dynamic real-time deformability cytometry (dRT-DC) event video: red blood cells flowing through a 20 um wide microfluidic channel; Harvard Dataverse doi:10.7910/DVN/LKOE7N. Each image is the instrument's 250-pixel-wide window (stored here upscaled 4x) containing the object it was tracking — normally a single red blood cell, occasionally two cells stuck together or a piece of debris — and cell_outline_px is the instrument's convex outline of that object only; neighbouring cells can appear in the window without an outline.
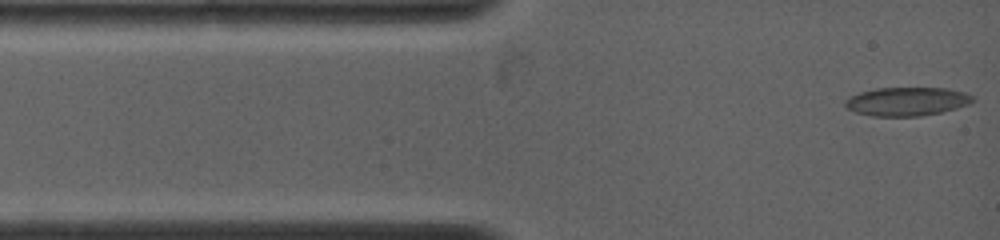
{"species": "common noctule bat (a hibernating species)", "species_latin": "Nyctalus noctula", "temperature_condition": "warm", "stored_images_in_passage": 61, "camera_frame_rate_fps": 4500, "um_per_image_px": 0.085, "animal": {"sex": "female", "body_mass_g": 19.0, "forearm_length_mm": 53.3}, "frame": {"image": 1, "passage_image": 1, "time_ms": 0.0, "image_size_px": [1000, 240], "cell_outline_px": [[976, 100], [968, 104], [956, 108], [940, 112], [920, 116], [872, 116], [856, 112], [848, 108], [844, 104], [844, 100], [860, 92], [876, 88], [944, 88], [964, 92], [972, 96]], "centroid_in_image_um": [77.08, 8.62], "position_along_channel_um": 7.9, "area_um2": 21.1}}
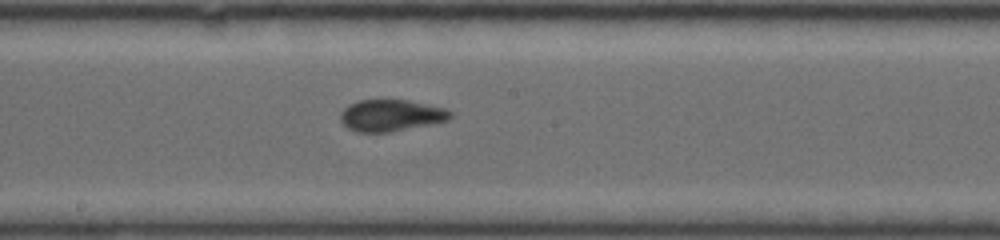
{"frame": {"image": 2, "passage_image": 25, "time_ms": 6.444, "image_size_px": [1000, 240], "cell_outline_px": [[452, 116], [448, 120], [388, 132], [360, 132], [348, 128], [340, 120], [340, 116], [344, 108], [348, 104], [356, 100], [408, 100], [444, 108], [452, 112]], "centroid_in_image_um": [33.2, 9.8], "position_along_channel_um": 215.0, "area_um2": 20.0}}
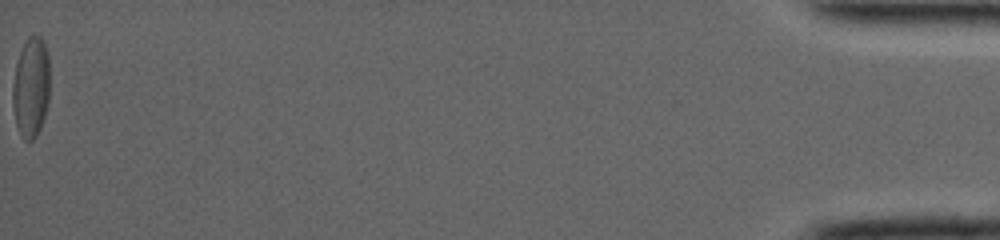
{"frame": {"image": 3, "passage_image": 61, "time_ms": 16.444, "image_size_px": [1000, 240], "cell_outline_px": [[48, 100], [44, 116], [40, 128], [36, 136], [32, 140], [24, 140], [20, 136], [16, 124], [12, 104], [12, 84], [16, 64], [20, 52], [28, 36], [40, 36], [44, 40], [48, 52]], "centroid_in_image_um": [2.61, 7.42], "position_along_channel_um": 432.6, "area_um2": 21.68}, "authors_computed_cell_mechanics": {"area_um2": 20.2878, "velocity_mm_per_s": 3.8984, "shape_relaxation_time_tau1_ms": 4.3493, "shape_relaxation_time_tau2_ms": 1.708, "deformation_change_tau1": 0.1585, "deformation_change_tau2": 0.0811}}